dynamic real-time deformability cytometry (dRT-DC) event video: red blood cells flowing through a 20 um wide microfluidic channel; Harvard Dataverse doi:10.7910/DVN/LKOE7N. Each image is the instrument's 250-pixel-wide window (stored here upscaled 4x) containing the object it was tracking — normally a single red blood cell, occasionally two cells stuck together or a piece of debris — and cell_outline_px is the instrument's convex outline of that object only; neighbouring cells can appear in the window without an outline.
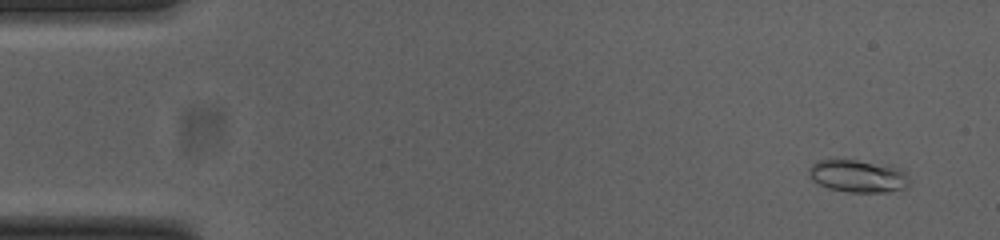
{"species": "common noctule bat (a hibernating species)", "species_latin": "Nyctalus noctula", "temperature_condition": "cold", "stored_images_in_passage": 50, "camera_frame_rate_fps": 3000, "um_per_image_px": 0.085, "animal": {"sex": "female", "body_mass_g": 23.0, "forearm_length_mm": 53.4}, "frame": {"image": 1, "passage_image": 1, "time_ms": 0.0, "image_size_px": [1000, 240], "cell_outline_px": [[912, 180], [908, 188], [888, 192], [848, 192], [828, 188], [812, 180], [808, 176], [808, 168], [816, 160], [856, 160], [892, 164], [900, 168]], "centroid_in_image_um": [72.99, 14.96], "position_along_channel_um": 12.0, "area_um2": 19.59}}
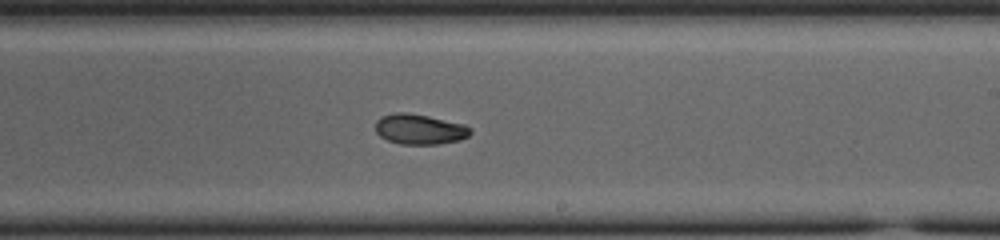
{"frame": {"image": 2, "passage_image": 29, "time_ms": 9.333, "image_size_px": [1000, 240], "cell_outline_px": [[472, 132], [468, 136], [460, 140], [440, 144], [400, 144], [388, 140], [380, 136], [376, 132], [376, 120], [380, 116], [392, 112], [408, 112], [428, 116], [464, 124], [472, 128]], "centroid_in_image_um": [35.66, 10.97], "position_along_channel_um": 253.3, "area_um2": 16.94}}
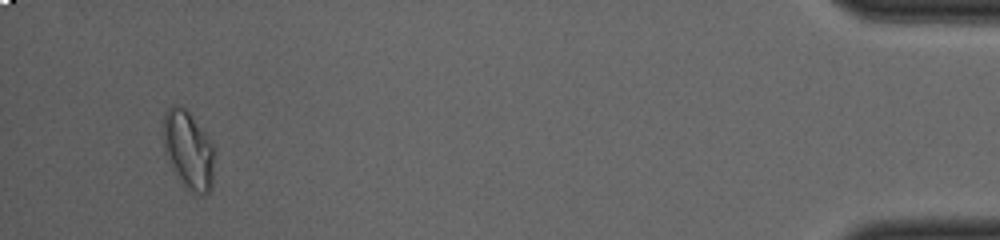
{"frame": {"image": 3, "passage_image": 48, "time_ms": 15.667, "image_size_px": [1000, 240], "cell_outline_px": [[216, 152], [212, 188], [208, 192], [192, 192], [184, 188], [164, 152], [164, 112], [172, 104], [184, 108], [188, 112], [204, 132], [212, 144]], "centroid_in_image_um": [16.04, 12.77], "position_along_channel_um": 419.2, "area_um2": 23.18}, "authors_computed_cell_mechanics": {"area_um2": 17.2244, "velocity_mm_per_s": 3.8489, "shape_relaxation_time_tau1_ms": 4.9714, "shape_relaxation_time_tau2_ms": 9.2404, "deformation_change_tau1": 0.1534, "deformation_change_tau2": 0.1136}}